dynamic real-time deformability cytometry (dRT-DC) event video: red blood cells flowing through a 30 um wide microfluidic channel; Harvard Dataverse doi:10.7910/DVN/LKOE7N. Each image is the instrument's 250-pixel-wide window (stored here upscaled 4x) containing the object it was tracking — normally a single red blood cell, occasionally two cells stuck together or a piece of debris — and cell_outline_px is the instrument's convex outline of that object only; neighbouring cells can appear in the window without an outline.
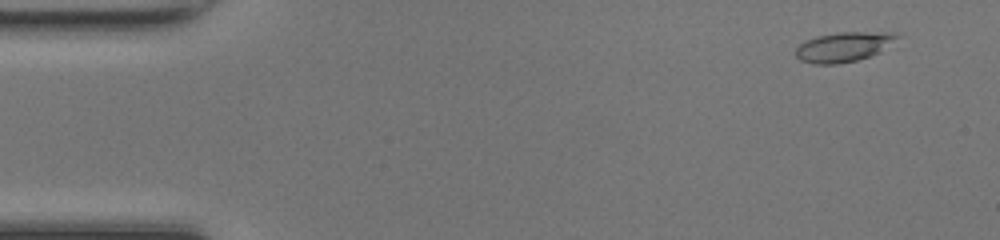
{"species": "common noctule bat (a hibernating species)", "species_latin": "Nyctalus noctula", "temperature_condition": "room temperature", "stored_images_in_passage": 49, "camera_frame_rate_fps": 3000, "um_per_image_px": 0.085, "animal": {"sex": "female", "body_mass_g": 17.0, "forearm_length_mm": 48.0}, "frame": {"image": 1, "passage_image": 4, "time_ms": 1.0, "image_size_px": [1000, 240], "cell_outline_px": [[900, 36], [880, 52], [856, 60], [836, 64], [816, 64], [800, 60], [796, 56], [796, 48], [800, 44], [816, 36], [840, 32], [888, 32]], "centroid_in_image_um": [71.69, 3.98], "position_along_channel_um": 13.3, "area_um2": 17.22}}
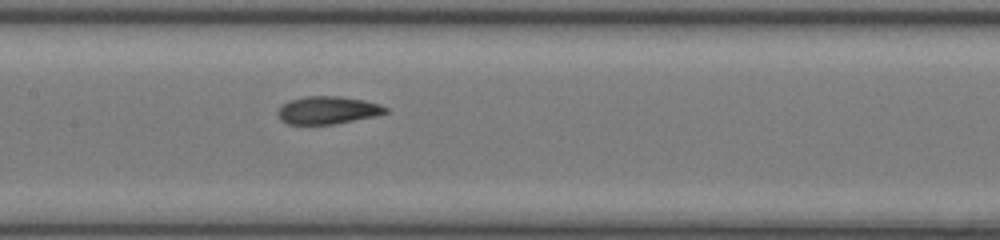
{"frame": {"image": 2, "passage_image": 24, "time_ms": 7.667, "image_size_px": [1000, 240], "cell_outline_px": [[388, 112], [376, 116], [332, 124], [288, 124], [280, 120], [276, 112], [284, 104], [292, 100], [304, 96], [340, 96], [364, 100], [380, 104], [388, 108]], "centroid_in_image_um": [27.87, 9.36], "position_along_channel_um": 179.5, "area_um2": 17.34}}
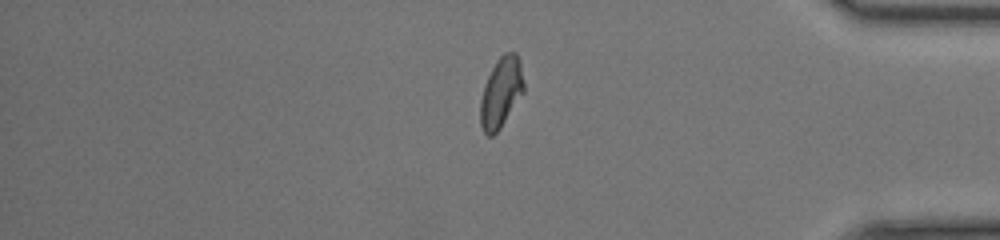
{"frame": {"image": 3, "passage_image": 41, "time_ms": 13.333, "image_size_px": [1000, 240], "cell_outline_px": [[524, 92], [500, 128], [492, 136], [488, 136], [484, 132], [480, 124], [480, 100], [484, 84], [496, 60], [504, 52], [516, 52], [520, 60], [524, 84]], "centroid_in_image_um": [42.59, 7.84], "position_along_channel_um": 392.6, "area_um2": 17.86}, "authors_computed_cell_mechanics": {"area_um2": 17.2244, "velocity_mm_per_s": 4.2766, "shape_relaxation_time_tau1_ms": 4.7924, "shape_relaxation_time_tau2_ms": 1.1189, "deformation_change_tau1": 0.1538, "deformation_change_tau2": 0.0639}}